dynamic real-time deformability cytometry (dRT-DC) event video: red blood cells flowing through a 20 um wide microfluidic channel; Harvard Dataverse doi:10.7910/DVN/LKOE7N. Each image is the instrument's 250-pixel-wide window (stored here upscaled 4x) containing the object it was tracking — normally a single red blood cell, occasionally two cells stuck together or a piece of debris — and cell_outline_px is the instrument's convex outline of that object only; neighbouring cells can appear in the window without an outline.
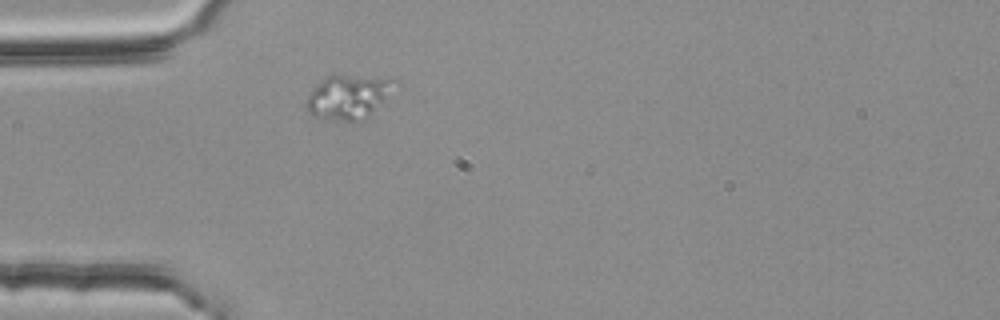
{"species": "common noctule bat (a hibernating species)", "species_latin": "Nyctalus noctula", "temperature_condition": "room temperature", "stored_images_in_passage": 5, "camera_frame_rate_fps": 3000, "um_per_image_px": 0.085, "animal": {"sex": "female", "body_mass_g": 25.1}, "frame": {"image": 1, "passage_image": 5, "time_ms": 1.333, "image_size_px": [1000, 320], "cell_outline_px": [[400, 84], [364, 120], [328, 120], [312, 116], [308, 112], [304, 104], [312, 88], [324, 76], [400, 76]], "centroid_in_image_um": [29.68, 8.19], "position_along_channel_um": 55.3, "area_um2": 23.41}}